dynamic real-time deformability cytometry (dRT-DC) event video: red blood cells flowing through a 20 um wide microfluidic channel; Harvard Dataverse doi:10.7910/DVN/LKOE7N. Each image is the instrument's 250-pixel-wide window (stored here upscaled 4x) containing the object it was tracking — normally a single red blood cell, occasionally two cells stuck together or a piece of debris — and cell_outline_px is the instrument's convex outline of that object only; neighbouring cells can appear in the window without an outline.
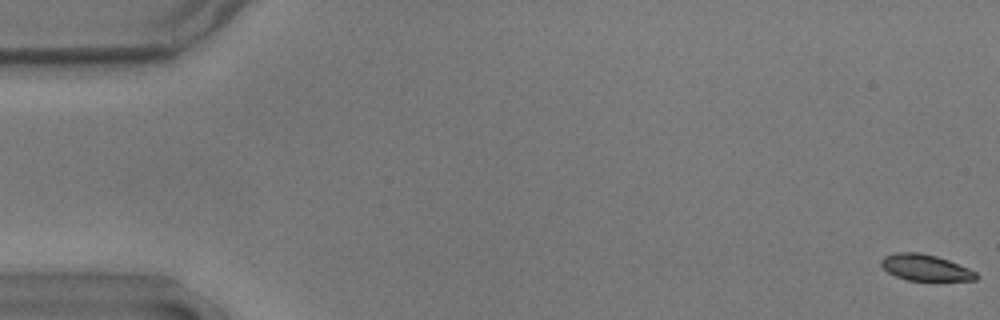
{"species": "common noctule bat (a hibernating species)", "species_latin": "Nyctalus noctula", "temperature_condition": "warm", "stored_images_in_passage": 57, "camera_frame_rate_fps": 3000, "um_per_image_px": 0.085, "animal": {"sex": "male", "body_mass_g": 17.9}, "frame": {"image": 1, "passage_image": 1, "time_ms": 0.0, "image_size_px": [1000, 320], "cell_outline_px": [[980, 276], [976, 280], [908, 280], [896, 276], [888, 272], [880, 264], [880, 260], [884, 256], [896, 252], [920, 252], [936, 256], [948, 260], [968, 268], [976, 272]], "centroid_in_image_um": [78.65, 22.73], "position_along_channel_um": 6.4, "area_um2": 14.45}}
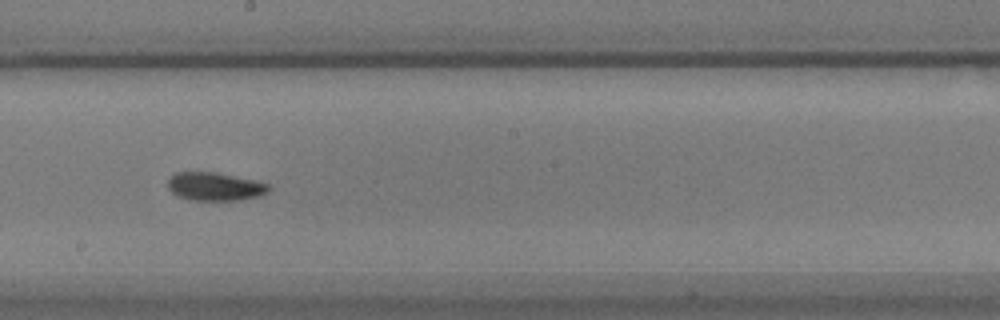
{"frame": {"image": 2, "passage_image": 32, "time_ms": 10.333, "image_size_px": [1000, 320], "cell_outline_px": [[268, 192], [260, 196], [240, 200], [188, 200], [172, 192], [168, 188], [168, 180], [176, 172], [216, 172], [252, 180], [268, 184]], "centroid_in_image_um": [18.25, 15.86], "position_along_channel_um": 230.0, "area_um2": 16.42}}
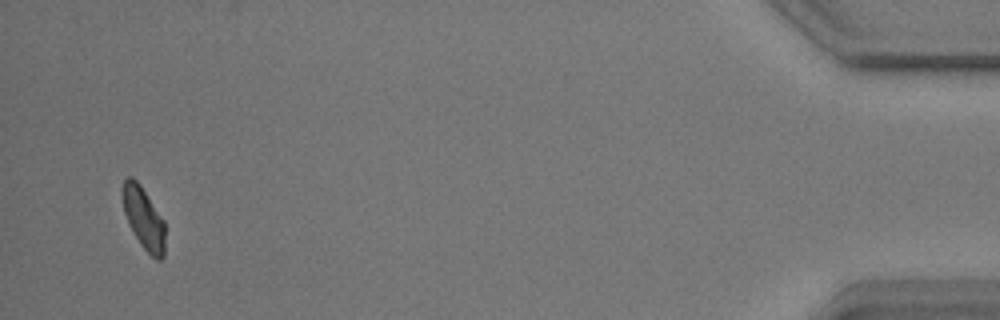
{"frame": {"image": 3, "passage_image": 55, "time_ms": 18.0, "image_size_px": [1000, 320], "cell_outline_px": [[164, 256], [160, 260], [156, 260], [140, 244], [128, 224], [124, 212], [120, 196], [120, 192], [124, 180], [128, 176], [132, 176], [140, 184], [164, 220]], "centroid_in_image_um": [12.17, 18.51], "position_along_channel_um": 423.0, "area_um2": 15.55}, "authors_computed_cell_mechanics": {"area_um2": 16.0684, "velocity_mm_per_s": 3.5907, "shape_relaxation_time_tau1_ms": 5.6025, "shape_relaxation_time_tau2_ms": 3.1555, "deformation_change_tau1": 0.1333, "deformation_change_tau2": 0.0791}}